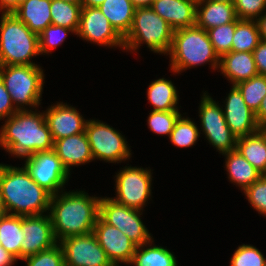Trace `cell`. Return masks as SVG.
I'll list each match as a JSON object with an SVG mask.
<instances>
[{
  "label": "cell",
  "instance_id": "1",
  "mask_svg": "<svg viewBox=\"0 0 266 266\" xmlns=\"http://www.w3.org/2000/svg\"><path fill=\"white\" fill-rule=\"evenodd\" d=\"M0 128V147L23 160L36 152L53 150L54 140L44 111H17Z\"/></svg>",
  "mask_w": 266,
  "mask_h": 266
},
{
  "label": "cell",
  "instance_id": "2",
  "mask_svg": "<svg viewBox=\"0 0 266 266\" xmlns=\"http://www.w3.org/2000/svg\"><path fill=\"white\" fill-rule=\"evenodd\" d=\"M100 198L89 196L82 190H64L51 197L49 215L58 243L71 236L93 232L99 216Z\"/></svg>",
  "mask_w": 266,
  "mask_h": 266
},
{
  "label": "cell",
  "instance_id": "3",
  "mask_svg": "<svg viewBox=\"0 0 266 266\" xmlns=\"http://www.w3.org/2000/svg\"><path fill=\"white\" fill-rule=\"evenodd\" d=\"M0 196L10 215L37 216L49 213L52 195L39 186L27 169L0 163Z\"/></svg>",
  "mask_w": 266,
  "mask_h": 266
},
{
  "label": "cell",
  "instance_id": "4",
  "mask_svg": "<svg viewBox=\"0 0 266 266\" xmlns=\"http://www.w3.org/2000/svg\"><path fill=\"white\" fill-rule=\"evenodd\" d=\"M168 55L170 70L174 75L207 63L216 71L220 65V58L215 53L207 31L197 25L173 32Z\"/></svg>",
  "mask_w": 266,
  "mask_h": 266
},
{
  "label": "cell",
  "instance_id": "5",
  "mask_svg": "<svg viewBox=\"0 0 266 266\" xmlns=\"http://www.w3.org/2000/svg\"><path fill=\"white\" fill-rule=\"evenodd\" d=\"M39 55V35L32 32L15 14L1 13L0 66L37 65L31 60Z\"/></svg>",
  "mask_w": 266,
  "mask_h": 266
},
{
  "label": "cell",
  "instance_id": "6",
  "mask_svg": "<svg viewBox=\"0 0 266 266\" xmlns=\"http://www.w3.org/2000/svg\"><path fill=\"white\" fill-rule=\"evenodd\" d=\"M174 30L151 7L135 8L132 26L123 38L124 51L137 52L146 44L153 53L167 55Z\"/></svg>",
  "mask_w": 266,
  "mask_h": 266
},
{
  "label": "cell",
  "instance_id": "7",
  "mask_svg": "<svg viewBox=\"0 0 266 266\" xmlns=\"http://www.w3.org/2000/svg\"><path fill=\"white\" fill-rule=\"evenodd\" d=\"M0 79L18 111L35 110L41 104L45 74L40 65L0 66Z\"/></svg>",
  "mask_w": 266,
  "mask_h": 266
},
{
  "label": "cell",
  "instance_id": "8",
  "mask_svg": "<svg viewBox=\"0 0 266 266\" xmlns=\"http://www.w3.org/2000/svg\"><path fill=\"white\" fill-rule=\"evenodd\" d=\"M85 132L94 160L118 164L132 157V150L125 136L112 126L90 119L86 123Z\"/></svg>",
  "mask_w": 266,
  "mask_h": 266
},
{
  "label": "cell",
  "instance_id": "9",
  "mask_svg": "<svg viewBox=\"0 0 266 266\" xmlns=\"http://www.w3.org/2000/svg\"><path fill=\"white\" fill-rule=\"evenodd\" d=\"M151 169L143 167L125 166L116 173L115 197L116 202L133 209L144 210L152 197Z\"/></svg>",
  "mask_w": 266,
  "mask_h": 266
},
{
  "label": "cell",
  "instance_id": "10",
  "mask_svg": "<svg viewBox=\"0 0 266 266\" xmlns=\"http://www.w3.org/2000/svg\"><path fill=\"white\" fill-rule=\"evenodd\" d=\"M203 92L199 104L200 133L203 132L210 145L219 154L231 152L236 149L237 138L228 127L224 118L222 106Z\"/></svg>",
  "mask_w": 266,
  "mask_h": 266
},
{
  "label": "cell",
  "instance_id": "11",
  "mask_svg": "<svg viewBox=\"0 0 266 266\" xmlns=\"http://www.w3.org/2000/svg\"><path fill=\"white\" fill-rule=\"evenodd\" d=\"M142 214L143 211L126 207L110 197L100 198L99 216L128 236L136 246L149 242L153 237L140 218Z\"/></svg>",
  "mask_w": 266,
  "mask_h": 266
},
{
  "label": "cell",
  "instance_id": "12",
  "mask_svg": "<svg viewBox=\"0 0 266 266\" xmlns=\"http://www.w3.org/2000/svg\"><path fill=\"white\" fill-rule=\"evenodd\" d=\"M32 179L52 196L64 191L70 175L54 150L36 152L24 158Z\"/></svg>",
  "mask_w": 266,
  "mask_h": 266
},
{
  "label": "cell",
  "instance_id": "13",
  "mask_svg": "<svg viewBox=\"0 0 266 266\" xmlns=\"http://www.w3.org/2000/svg\"><path fill=\"white\" fill-rule=\"evenodd\" d=\"M59 244L64 252L65 266L113 265L93 232L65 238Z\"/></svg>",
  "mask_w": 266,
  "mask_h": 266
},
{
  "label": "cell",
  "instance_id": "14",
  "mask_svg": "<svg viewBox=\"0 0 266 266\" xmlns=\"http://www.w3.org/2000/svg\"><path fill=\"white\" fill-rule=\"evenodd\" d=\"M76 35L82 40L93 42L101 47H119L124 50L123 38L98 7H82Z\"/></svg>",
  "mask_w": 266,
  "mask_h": 266
},
{
  "label": "cell",
  "instance_id": "15",
  "mask_svg": "<svg viewBox=\"0 0 266 266\" xmlns=\"http://www.w3.org/2000/svg\"><path fill=\"white\" fill-rule=\"evenodd\" d=\"M21 229L24 240L20 247V260L58 244L49 213L37 216H21Z\"/></svg>",
  "mask_w": 266,
  "mask_h": 266
},
{
  "label": "cell",
  "instance_id": "16",
  "mask_svg": "<svg viewBox=\"0 0 266 266\" xmlns=\"http://www.w3.org/2000/svg\"><path fill=\"white\" fill-rule=\"evenodd\" d=\"M93 233L112 264L131 263L137 246L118 228L98 216Z\"/></svg>",
  "mask_w": 266,
  "mask_h": 266
},
{
  "label": "cell",
  "instance_id": "17",
  "mask_svg": "<svg viewBox=\"0 0 266 266\" xmlns=\"http://www.w3.org/2000/svg\"><path fill=\"white\" fill-rule=\"evenodd\" d=\"M223 103L224 118L236 138L248 136L260 130L255 112L246 105L241 92L235 85H231Z\"/></svg>",
  "mask_w": 266,
  "mask_h": 266
},
{
  "label": "cell",
  "instance_id": "18",
  "mask_svg": "<svg viewBox=\"0 0 266 266\" xmlns=\"http://www.w3.org/2000/svg\"><path fill=\"white\" fill-rule=\"evenodd\" d=\"M44 115L54 141L85 132L88 121L77 108L63 102L48 107Z\"/></svg>",
  "mask_w": 266,
  "mask_h": 266
},
{
  "label": "cell",
  "instance_id": "19",
  "mask_svg": "<svg viewBox=\"0 0 266 266\" xmlns=\"http://www.w3.org/2000/svg\"><path fill=\"white\" fill-rule=\"evenodd\" d=\"M197 0H154L150 6L175 31L196 25Z\"/></svg>",
  "mask_w": 266,
  "mask_h": 266
},
{
  "label": "cell",
  "instance_id": "20",
  "mask_svg": "<svg viewBox=\"0 0 266 266\" xmlns=\"http://www.w3.org/2000/svg\"><path fill=\"white\" fill-rule=\"evenodd\" d=\"M53 150L69 174L73 166L78 167L94 160L86 132L55 140Z\"/></svg>",
  "mask_w": 266,
  "mask_h": 266
},
{
  "label": "cell",
  "instance_id": "21",
  "mask_svg": "<svg viewBox=\"0 0 266 266\" xmlns=\"http://www.w3.org/2000/svg\"><path fill=\"white\" fill-rule=\"evenodd\" d=\"M237 19L234 3L197 0L196 25L205 31Z\"/></svg>",
  "mask_w": 266,
  "mask_h": 266
},
{
  "label": "cell",
  "instance_id": "22",
  "mask_svg": "<svg viewBox=\"0 0 266 266\" xmlns=\"http://www.w3.org/2000/svg\"><path fill=\"white\" fill-rule=\"evenodd\" d=\"M219 71L230 84L249 80L258 75L254 55L251 52H229L220 58Z\"/></svg>",
  "mask_w": 266,
  "mask_h": 266
},
{
  "label": "cell",
  "instance_id": "23",
  "mask_svg": "<svg viewBox=\"0 0 266 266\" xmlns=\"http://www.w3.org/2000/svg\"><path fill=\"white\" fill-rule=\"evenodd\" d=\"M50 5L51 0H25L12 13L39 35L52 24Z\"/></svg>",
  "mask_w": 266,
  "mask_h": 266
},
{
  "label": "cell",
  "instance_id": "24",
  "mask_svg": "<svg viewBox=\"0 0 266 266\" xmlns=\"http://www.w3.org/2000/svg\"><path fill=\"white\" fill-rule=\"evenodd\" d=\"M225 156V168L228 179L244 192L250 185L258 180L262 174L252 166L236 149L221 154Z\"/></svg>",
  "mask_w": 266,
  "mask_h": 266
},
{
  "label": "cell",
  "instance_id": "25",
  "mask_svg": "<svg viewBox=\"0 0 266 266\" xmlns=\"http://www.w3.org/2000/svg\"><path fill=\"white\" fill-rule=\"evenodd\" d=\"M111 26L124 38L133 22L135 7L131 0H105L99 7Z\"/></svg>",
  "mask_w": 266,
  "mask_h": 266
},
{
  "label": "cell",
  "instance_id": "26",
  "mask_svg": "<svg viewBox=\"0 0 266 266\" xmlns=\"http://www.w3.org/2000/svg\"><path fill=\"white\" fill-rule=\"evenodd\" d=\"M179 91L171 80L164 77L152 81L147 89V100L152 111L179 110Z\"/></svg>",
  "mask_w": 266,
  "mask_h": 266
},
{
  "label": "cell",
  "instance_id": "27",
  "mask_svg": "<svg viewBox=\"0 0 266 266\" xmlns=\"http://www.w3.org/2000/svg\"><path fill=\"white\" fill-rule=\"evenodd\" d=\"M178 261L172 251L149 242L136 247L130 265L132 266H178Z\"/></svg>",
  "mask_w": 266,
  "mask_h": 266
},
{
  "label": "cell",
  "instance_id": "28",
  "mask_svg": "<svg viewBox=\"0 0 266 266\" xmlns=\"http://www.w3.org/2000/svg\"><path fill=\"white\" fill-rule=\"evenodd\" d=\"M236 150L262 175H266V139L260 131L237 138Z\"/></svg>",
  "mask_w": 266,
  "mask_h": 266
},
{
  "label": "cell",
  "instance_id": "29",
  "mask_svg": "<svg viewBox=\"0 0 266 266\" xmlns=\"http://www.w3.org/2000/svg\"><path fill=\"white\" fill-rule=\"evenodd\" d=\"M0 240L2 247L20 260V247L24 240L21 216L7 214L0 219Z\"/></svg>",
  "mask_w": 266,
  "mask_h": 266
},
{
  "label": "cell",
  "instance_id": "30",
  "mask_svg": "<svg viewBox=\"0 0 266 266\" xmlns=\"http://www.w3.org/2000/svg\"><path fill=\"white\" fill-rule=\"evenodd\" d=\"M260 40L256 20L236 19L231 51L253 53Z\"/></svg>",
  "mask_w": 266,
  "mask_h": 266
},
{
  "label": "cell",
  "instance_id": "31",
  "mask_svg": "<svg viewBox=\"0 0 266 266\" xmlns=\"http://www.w3.org/2000/svg\"><path fill=\"white\" fill-rule=\"evenodd\" d=\"M82 4H73L61 0H51L50 12L52 24L74 30L80 25Z\"/></svg>",
  "mask_w": 266,
  "mask_h": 266
},
{
  "label": "cell",
  "instance_id": "32",
  "mask_svg": "<svg viewBox=\"0 0 266 266\" xmlns=\"http://www.w3.org/2000/svg\"><path fill=\"white\" fill-rule=\"evenodd\" d=\"M191 118L181 115L170 133L171 144L179 148H189L196 144L200 137V128Z\"/></svg>",
  "mask_w": 266,
  "mask_h": 266
},
{
  "label": "cell",
  "instance_id": "33",
  "mask_svg": "<svg viewBox=\"0 0 266 266\" xmlns=\"http://www.w3.org/2000/svg\"><path fill=\"white\" fill-rule=\"evenodd\" d=\"M235 86L241 92L246 105L256 112L262 99L266 96V76L258 74L249 80L237 83Z\"/></svg>",
  "mask_w": 266,
  "mask_h": 266
},
{
  "label": "cell",
  "instance_id": "34",
  "mask_svg": "<svg viewBox=\"0 0 266 266\" xmlns=\"http://www.w3.org/2000/svg\"><path fill=\"white\" fill-rule=\"evenodd\" d=\"M182 114L179 110L152 111L148 115L147 124L150 131L159 135L170 136L175 123Z\"/></svg>",
  "mask_w": 266,
  "mask_h": 266
},
{
  "label": "cell",
  "instance_id": "35",
  "mask_svg": "<svg viewBox=\"0 0 266 266\" xmlns=\"http://www.w3.org/2000/svg\"><path fill=\"white\" fill-rule=\"evenodd\" d=\"M76 35V32L72 29L65 28L62 26L48 25L40 34H39V52L40 55H49L51 54L53 48H56L59 45L64 43L66 37L69 33ZM52 49V50H51Z\"/></svg>",
  "mask_w": 266,
  "mask_h": 266
},
{
  "label": "cell",
  "instance_id": "36",
  "mask_svg": "<svg viewBox=\"0 0 266 266\" xmlns=\"http://www.w3.org/2000/svg\"><path fill=\"white\" fill-rule=\"evenodd\" d=\"M236 27V20L226 25H220L207 30L215 53L221 58L231 52L232 39Z\"/></svg>",
  "mask_w": 266,
  "mask_h": 266
},
{
  "label": "cell",
  "instance_id": "37",
  "mask_svg": "<svg viewBox=\"0 0 266 266\" xmlns=\"http://www.w3.org/2000/svg\"><path fill=\"white\" fill-rule=\"evenodd\" d=\"M266 258L254 245L242 244L234 251L230 266H265Z\"/></svg>",
  "mask_w": 266,
  "mask_h": 266
},
{
  "label": "cell",
  "instance_id": "38",
  "mask_svg": "<svg viewBox=\"0 0 266 266\" xmlns=\"http://www.w3.org/2000/svg\"><path fill=\"white\" fill-rule=\"evenodd\" d=\"M26 266H65L64 252L58 243L54 247L22 259Z\"/></svg>",
  "mask_w": 266,
  "mask_h": 266
},
{
  "label": "cell",
  "instance_id": "39",
  "mask_svg": "<svg viewBox=\"0 0 266 266\" xmlns=\"http://www.w3.org/2000/svg\"><path fill=\"white\" fill-rule=\"evenodd\" d=\"M259 214L266 216V175H262L243 192Z\"/></svg>",
  "mask_w": 266,
  "mask_h": 266
},
{
  "label": "cell",
  "instance_id": "40",
  "mask_svg": "<svg viewBox=\"0 0 266 266\" xmlns=\"http://www.w3.org/2000/svg\"><path fill=\"white\" fill-rule=\"evenodd\" d=\"M234 7L238 19L256 20L266 11V0H235Z\"/></svg>",
  "mask_w": 266,
  "mask_h": 266
},
{
  "label": "cell",
  "instance_id": "41",
  "mask_svg": "<svg viewBox=\"0 0 266 266\" xmlns=\"http://www.w3.org/2000/svg\"><path fill=\"white\" fill-rule=\"evenodd\" d=\"M18 110L15 108L11 96L3 81L0 79V120H4L5 118H9Z\"/></svg>",
  "mask_w": 266,
  "mask_h": 266
},
{
  "label": "cell",
  "instance_id": "42",
  "mask_svg": "<svg viewBox=\"0 0 266 266\" xmlns=\"http://www.w3.org/2000/svg\"><path fill=\"white\" fill-rule=\"evenodd\" d=\"M253 55L258 74L266 76V41L260 40Z\"/></svg>",
  "mask_w": 266,
  "mask_h": 266
},
{
  "label": "cell",
  "instance_id": "43",
  "mask_svg": "<svg viewBox=\"0 0 266 266\" xmlns=\"http://www.w3.org/2000/svg\"><path fill=\"white\" fill-rule=\"evenodd\" d=\"M25 0H0V12L12 13Z\"/></svg>",
  "mask_w": 266,
  "mask_h": 266
},
{
  "label": "cell",
  "instance_id": "44",
  "mask_svg": "<svg viewBox=\"0 0 266 266\" xmlns=\"http://www.w3.org/2000/svg\"><path fill=\"white\" fill-rule=\"evenodd\" d=\"M18 260L5 250L4 247H0V266H14Z\"/></svg>",
  "mask_w": 266,
  "mask_h": 266
},
{
  "label": "cell",
  "instance_id": "45",
  "mask_svg": "<svg viewBox=\"0 0 266 266\" xmlns=\"http://www.w3.org/2000/svg\"><path fill=\"white\" fill-rule=\"evenodd\" d=\"M255 118L260 127L266 125V96L262 99L259 109L255 112Z\"/></svg>",
  "mask_w": 266,
  "mask_h": 266
},
{
  "label": "cell",
  "instance_id": "46",
  "mask_svg": "<svg viewBox=\"0 0 266 266\" xmlns=\"http://www.w3.org/2000/svg\"><path fill=\"white\" fill-rule=\"evenodd\" d=\"M256 23L260 34V39L266 41V11L256 19Z\"/></svg>",
  "mask_w": 266,
  "mask_h": 266
},
{
  "label": "cell",
  "instance_id": "47",
  "mask_svg": "<svg viewBox=\"0 0 266 266\" xmlns=\"http://www.w3.org/2000/svg\"><path fill=\"white\" fill-rule=\"evenodd\" d=\"M135 8L150 7L154 0H131Z\"/></svg>",
  "mask_w": 266,
  "mask_h": 266
},
{
  "label": "cell",
  "instance_id": "48",
  "mask_svg": "<svg viewBox=\"0 0 266 266\" xmlns=\"http://www.w3.org/2000/svg\"><path fill=\"white\" fill-rule=\"evenodd\" d=\"M105 0H82V7H99Z\"/></svg>",
  "mask_w": 266,
  "mask_h": 266
},
{
  "label": "cell",
  "instance_id": "49",
  "mask_svg": "<svg viewBox=\"0 0 266 266\" xmlns=\"http://www.w3.org/2000/svg\"><path fill=\"white\" fill-rule=\"evenodd\" d=\"M7 211L4 205V202L0 196V219L4 218L7 215Z\"/></svg>",
  "mask_w": 266,
  "mask_h": 266
},
{
  "label": "cell",
  "instance_id": "50",
  "mask_svg": "<svg viewBox=\"0 0 266 266\" xmlns=\"http://www.w3.org/2000/svg\"><path fill=\"white\" fill-rule=\"evenodd\" d=\"M61 1L70 2L73 4H81L82 3V0H61Z\"/></svg>",
  "mask_w": 266,
  "mask_h": 266
},
{
  "label": "cell",
  "instance_id": "51",
  "mask_svg": "<svg viewBox=\"0 0 266 266\" xmlns=\"http://www.w3.org/2000/svg\"><path fill=\"white\" fill-rule=\"evenodd\" d=\"M259 131L265 136V139H266V125L260 127V130Z\"/></svg>",
  "mask_w": 266,
  "mask_h": 266
},
{
  "label": "cell",
  "instance_id": "52",
  "mask_svg": "<svg viewBox=\"0 0 266 266\" xmlns=\"http://www.w3.org/2000/svg\"><path fill=\"white\" fill-rule=\"evenodd\" d=\"M210 1H220V2L234 3L235 0H210Z\"/></svg>",
  "mask_w": 266,
  "mask_h": 266
}]
</instances>
